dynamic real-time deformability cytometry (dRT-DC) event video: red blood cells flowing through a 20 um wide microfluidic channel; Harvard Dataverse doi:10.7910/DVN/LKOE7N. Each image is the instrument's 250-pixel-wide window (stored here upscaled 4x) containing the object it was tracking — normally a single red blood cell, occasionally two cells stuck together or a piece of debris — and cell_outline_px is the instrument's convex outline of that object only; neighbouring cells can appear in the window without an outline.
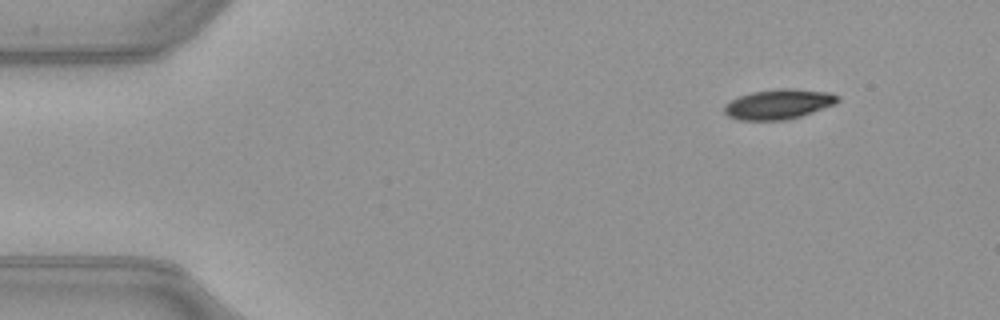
{"species": "common noctule bat (a hibernating species)", "species_latin": "Nyctalus noctula", "temperature_condition": "warm", "stored_images_in_passage": 47, "camera_frame_rate_fps": 3000, "um_per_image_px": 0.085, "animal": {"sex": "female", "body_mass_g": 21.9}, "frame": {"image": 1, "passage_image": 1, "time_ms": 0.0, "image_size_px": [1000, 320], "cell_outline_px": [[840, 100], [836, 104], [800, 116], [784, 120], [740, 120], [728, 116], [724, 112], [724, 104], [740, 96], [752, 92], [776, 88], [796, 88], [832, 92], [840, 96]], "centroid_in_image_um": [66.22, 8.83], "position_along_channel_um": 18.8, "area_um2": 20.0}}
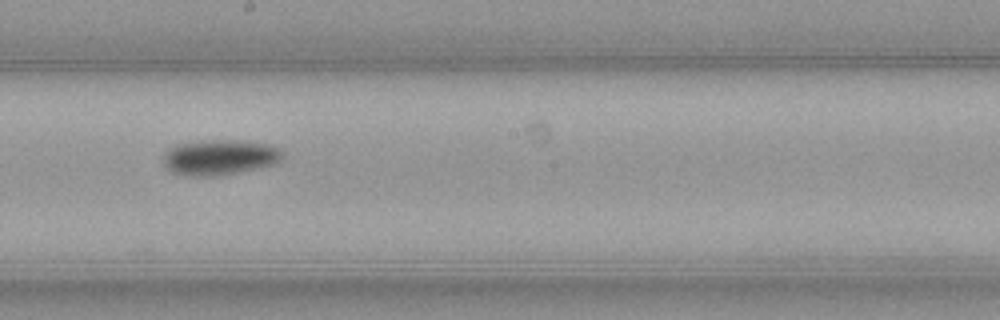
{"frame": {"image": 2, "passage_image": 24, "time_ms": 7.667, "image_size_px": [1000, 320], "cell_outline_px": [[284, 156], [276, 164], [260, 168], [220, 176], [188, 176], [172, 172], [164, 164], [164, 156], [172, 148], [180, 144], [220, 140], [240, 140], [268, 144], [284, 152]], "centroid_in_image_um": [18.75, 13.4], "position_along_channel_um": 229.4, "area_um2": 24.33}}
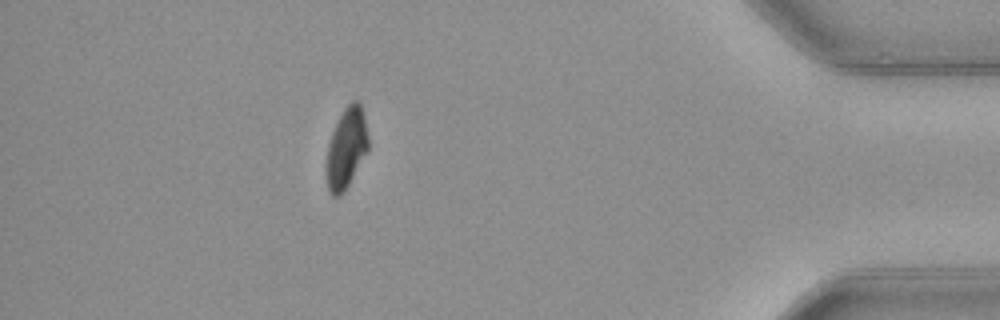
{"frame": {"image": 3, "passage_image": 41, "time_ms": 13.333, "image_size_px": [1000, 320], "cell_outline_px": [[368, 152], [344, 192], [340, 196], [332, 196], [328, 188], [324, 172], [324, 168], [328, 144], [332, 132], [344, 108], [352, 100], [356, 100], [360, 104], [364, 116], [368, 136]], "centroid_in_image_um": [29.42, 12.64], "position_along_channel_um": 405.8, "area_um2": 19.94}, "authors_computed_cell_mechanics": {"area_um2": 21.964, "velocity_mm_per_s": 4.0116, "shape_relaxation_time_tau1_ms": 3.2885, "shape_relaxation_time_tau2_ms": null, "deformation_change_tau1": 0.1322, "deformation_change_tau2": null}}